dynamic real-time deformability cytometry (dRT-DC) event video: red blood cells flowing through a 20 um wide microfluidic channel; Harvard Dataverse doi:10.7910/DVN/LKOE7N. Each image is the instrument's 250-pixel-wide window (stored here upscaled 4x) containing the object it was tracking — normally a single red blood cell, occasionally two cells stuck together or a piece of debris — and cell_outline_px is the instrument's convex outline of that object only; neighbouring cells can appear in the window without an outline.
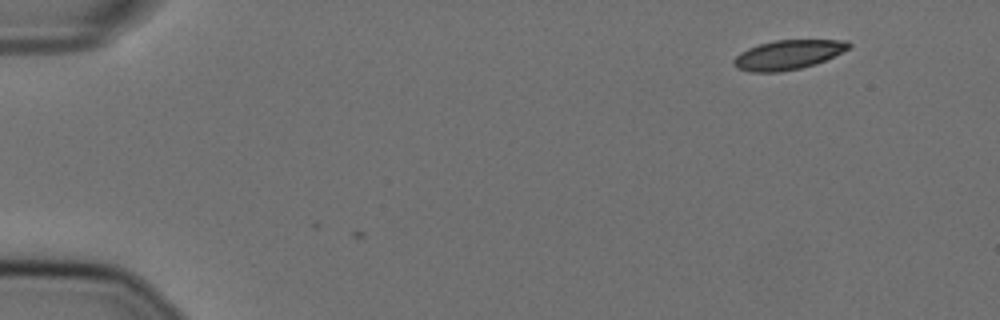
{"species": "Egyptian fruit bat (a non-hibernating species)", "species_latin": "Rousettus aegyptiacus", "temperature_condition": "cold", "stored_images_in_passage": 4, "camera_frame_rate_fps": 3000, "um_per_image_px": 0.085, "animal": {"sex": "female"}, "frame": {"image": 1, "passage_image": 4, "time_ms": 1.0, "image_size_px": [1000, 320], "cell_outline_px": [[852, 44], [848, 48], [816, 64], [800, 68], [780, 72], [748, 72], [736, 68], [732, 64], [732, 60], [740, 52], [748, 48], [760, 44], [776, 40], [848, 40]], "centroid_in_image_um": [66.92, 4.66], "position_along_channel_um": 18.1, "area_um2": 19.65}}